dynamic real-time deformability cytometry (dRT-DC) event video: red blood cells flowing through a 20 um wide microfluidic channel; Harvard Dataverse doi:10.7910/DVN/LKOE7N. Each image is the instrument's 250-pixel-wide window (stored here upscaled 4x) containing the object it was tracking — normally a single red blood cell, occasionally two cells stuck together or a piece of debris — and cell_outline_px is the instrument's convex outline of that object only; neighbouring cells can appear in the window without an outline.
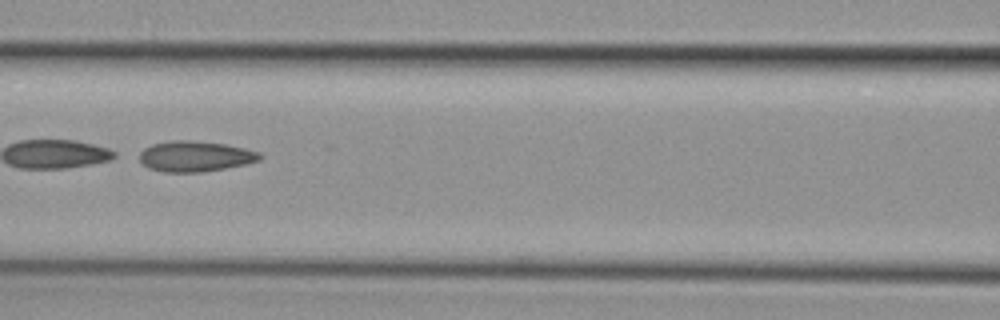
{"species": "common noctule bat (a hibernating species)", "species_latin": "Nyctalus noctula", "temperature_condition": "cold", "stored_images_in_passage": 42, "camera_frame_rate_fps": 3000, "um_per_image_px": 0.085, "animal": {"sex": "female", "body_mass_g": 29.2, "forearm_length_mm": 56.3}, "frame": {"image": 1, "passage_image": 13, "time_ms": 4.0, "image_size_px": [1000, 320], "cell_outline_px": [[264, 156], [260, 160], [244, 164], [204, 172], [164, 172], [148, 168], [140, 160], [140, 152], [144, 148], [152, 144], [172, 140], [188, 140], [224, 144], [244, 148], [260, 152]], "centroid_in_image_um": [16.59, 13.29], "position_along_channel_um": 150.0, "area_um2": 21.39}}